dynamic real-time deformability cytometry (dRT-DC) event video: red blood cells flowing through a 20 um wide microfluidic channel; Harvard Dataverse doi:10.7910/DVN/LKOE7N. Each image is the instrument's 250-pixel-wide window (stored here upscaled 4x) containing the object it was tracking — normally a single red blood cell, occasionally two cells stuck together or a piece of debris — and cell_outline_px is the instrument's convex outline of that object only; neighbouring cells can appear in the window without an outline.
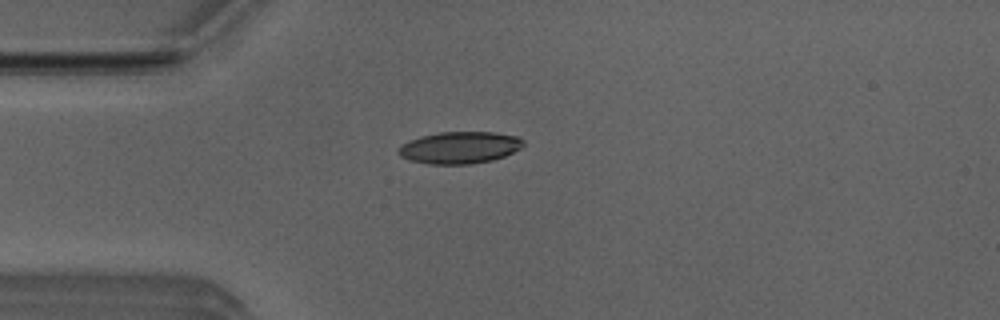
{"species": "Egyptian fruit bat (a non-hibernating species)", "species_latin": "Rousettus aegyptiacus", "temperature_condition": "room temperature", "stored_images_in_passage": 4, "camera_frame_rate_fps": 3000, "um_per_image_px": 0.085, "animal": {"sex": "male"}, "frame": {"image": 1, "passage_image": 3, "time_ms": 0.667, "image_size_px": [1000, 320], "cell_outline_px": [[524, 144], [520, 148], [504, 156], [492, 160], [468, 164], [428, 164], [408, 160], [400, 156], [396, 152], [396, 148], [408, 140], [420, 136], [440, 132], [492, 132], [516, 136], [524, 140]], "centroid_in_image_um": [39.0, 12.54], "position_along_channel_um": 46.0, "area_um2": 23.35}}